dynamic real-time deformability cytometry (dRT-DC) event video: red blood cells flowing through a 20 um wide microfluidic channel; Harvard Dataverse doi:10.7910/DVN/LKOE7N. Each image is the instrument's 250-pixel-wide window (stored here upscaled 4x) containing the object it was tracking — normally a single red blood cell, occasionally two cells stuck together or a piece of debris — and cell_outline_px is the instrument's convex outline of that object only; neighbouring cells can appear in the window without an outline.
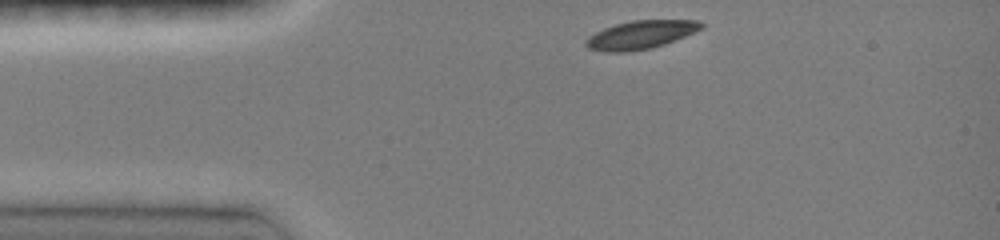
{"species": "common noctule bat (a hibernating species)", "species_latin": "Nyctalus noctula", "temperature_condition": "room temperature", "stored_images_in_passage": 52, "camera_frame_rate_fps": 3000, "um_per_image_px": 0.085, "animal": {"sex": "female", "body_mass_g": 19.0, "forearm_length_mm": 51.5}, "frame": {"image": 1, "passage_image": 1, "time_ms": 0.0, "image_size_px": [1000, 240], "cell_outline_px": [[704, 28], [664, 44], [652, 48], [628, 52], [604, 52], [588, 48], [584, 44], [584, 40], [588, 36], [604, 28], [616, 24], [632, 20], [696, 20], [704, 24]], "centroid_in_image_um": [54.42, 2.96], "position_along_channel_um": 30.6, "area_um2": 19.07}}
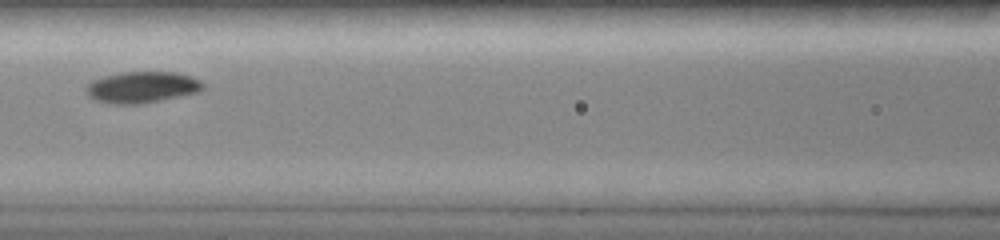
{"frame": {"image": 2, "passage_image": 20, "time_ms": 4.0, "image_size_px": [1000, 240], "cell_outline_px": [[204, 88], [200, 92], [140, 104], [112, 104], [96, 100], [88, 96], [88, 84], [92, 80], [104, 76], [124, 72], [176, 72], [200, 80], [204, 84]], "centroid_in_image_um": [12.1, 7.41], "position_along_channel_um": 154.5, "area_um2": 21.15}}
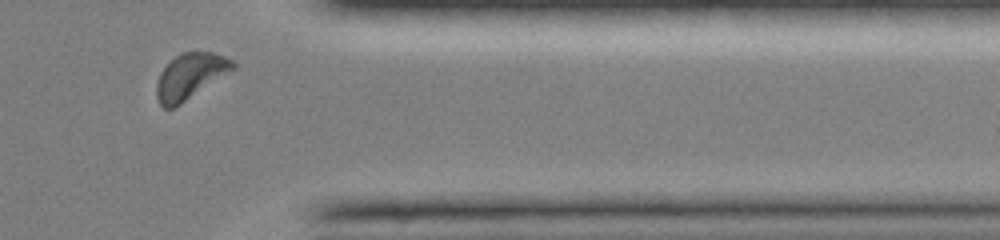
{"frame": {"image": 3, "passage_image": 48, "time_ms": 10.0, "image_size_px": [1000, 240], "cell_outline_px": [[236, 68], [180, 104], [172, 108], [164, 108], [160, 104], [156, 96], [156, 84], [160, 72], [176, 56], [184, 52], [212, 52], [224, 56], [232, 60], [236, 64]], "centroid_in_image_um": [16.17, 6.48], "position_along_channel_um": 395.2, "area_um2": 20.0}, "authors_computed_cell_mechanics": {"area_um2": 19.8254, "velocity_mm_per_s": 4.0617, "shape_relaxation_time_tau1_ms": 1.6776, "shape_relaxation_time_tau2_ms": null, "deformation_change_tau1": 0.088, "deformation_change_tau2": null}}